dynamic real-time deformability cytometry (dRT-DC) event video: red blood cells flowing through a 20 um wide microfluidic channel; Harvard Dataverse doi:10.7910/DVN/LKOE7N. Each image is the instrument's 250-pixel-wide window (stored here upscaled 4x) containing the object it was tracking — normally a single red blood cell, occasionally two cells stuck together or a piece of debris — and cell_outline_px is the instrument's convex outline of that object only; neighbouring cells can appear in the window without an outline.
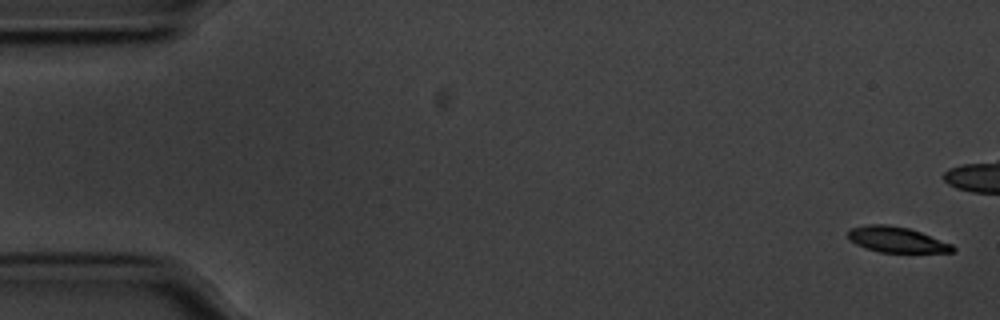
{"species": "common noctule bat (a hibernating species)", "species_latin": "Nyctalus noctula", "temperature_condition": "cold", "stored_images_in_passage": 57, "camera_frame_rate_fps": 3000, "um_per_image_px": 0.085, "animal": {"sex": "male", "body_mass_g": 20.1, "forearm_length_mm": 53.5}, "frame": {"image": 1, "passage_image": 1, "time_ms": 0.0, "image_size_px": [1000, 320], "cell_outline_px": [[956, 248], [952, 252], [880, 252], [856, 244], [848, 240], [848, 228], [868, 224], [888, 224], [908, 228], [920, 232], [952, 244]], "centroid_in_image_um": [76.17, 20.35], "position_along_channel_um": 8.8, "area_um2": 15.55}}
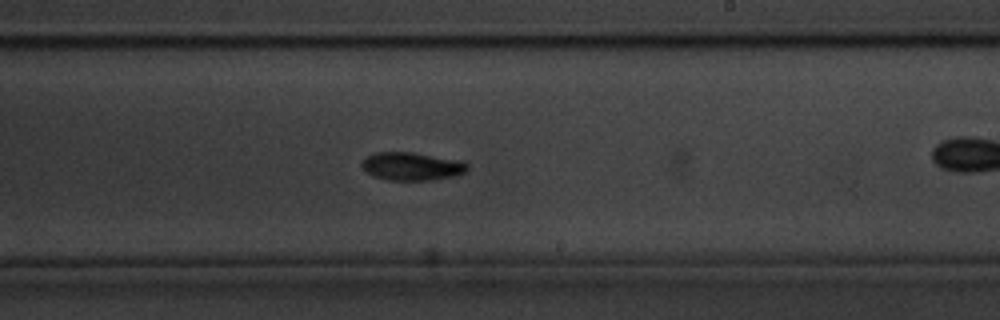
{"frame": {"image": 2, "passage_image": 33, "time_ms": 10.667, "image_size_px": [1000, 320], "cell_outline_px": [[468, 172], [456, 176], [432, 180], [388, 180], [372, 176], [360, 164], [368, 156], [376, 152], [412, 152], [464, 160], [468, 164]], "centroid_in_image_um": [35.08, 14.14], "position_along_channel_um": 253.9, "area_um2": 17.51}}
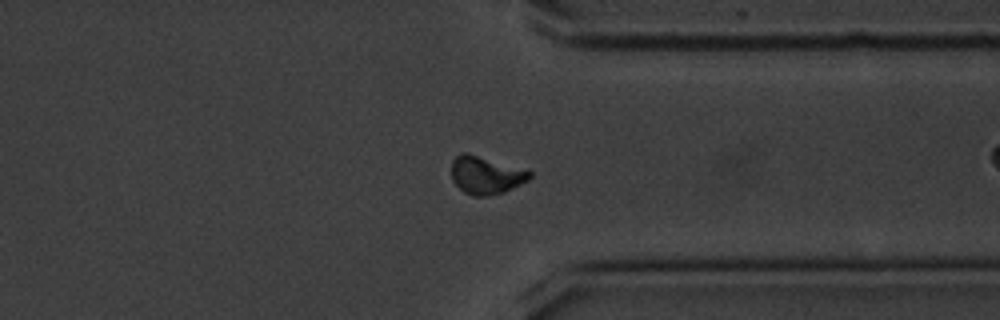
{"frame": {"image": 3, "passage_image": 43, "time_ms": 14.0, "image_size_px": [1000, 320], "cell_outline_px": [[532, 176], [528, 180], [504, 192], [488, 196], [472, 196], [464, 192], [452, 180], [452, 160], [456, 156], [464, 152], [468, 152], [532, 172]], "centroid_in_image_um": [41.27, 14.89], "position_along_channel_um": 370.1, "area_um2": 17.05}, "authors_computed_cell_mechanics": {"area_um2": 16.7042, "velocity_mm_per_s": 3.5307, "shape_relaxation_time_tau1_ms": 4.084, "shape_relaxation_time_tau2_ms": null, "deformation_change_tau1": 0.1319, "deformation_change_tau2": null}}